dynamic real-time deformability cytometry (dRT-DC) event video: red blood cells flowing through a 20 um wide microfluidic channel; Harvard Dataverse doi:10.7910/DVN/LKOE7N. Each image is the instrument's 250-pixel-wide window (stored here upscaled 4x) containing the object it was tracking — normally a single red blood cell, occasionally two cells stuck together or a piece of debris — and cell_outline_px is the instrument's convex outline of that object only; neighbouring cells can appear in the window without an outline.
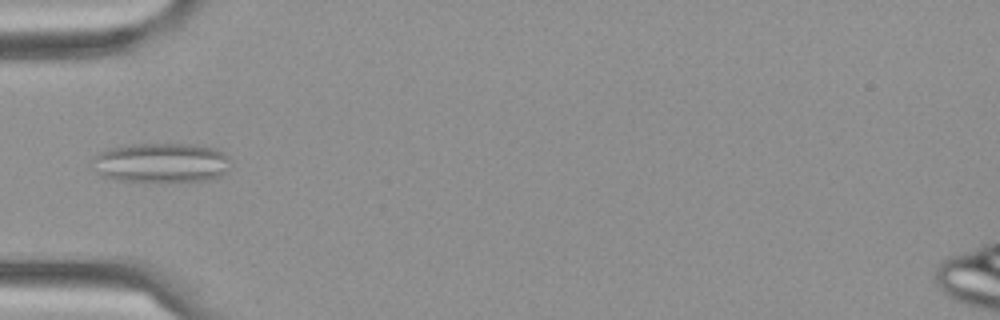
{"species": "Egyptian fruit bat (a non-hibernating species)", "species_latin": "Rousettus aegyptiacus", "temperature_condition": "cold", "stored_images_in_passage": 6, "camera_frame_rate_fps": 3000, "um_per_image_px": 0.085, "frame": {"image": 1, "passage_image": 2, "time_ms": 0.333, "image_size_px": [1000, 320], "cell_outline_px": [[228, 160], [220, 176], [212, 180], [116, 180], [100, 176], [96, 172], [92, 156], [108, 148], [128, 144], [196, 144], [212, 148], [224, 152], [228, 156]], "centroid_in_image_um": [13.63, 13.8], "position_along_channel_um": 71.4, "area_um2": 31.44}}
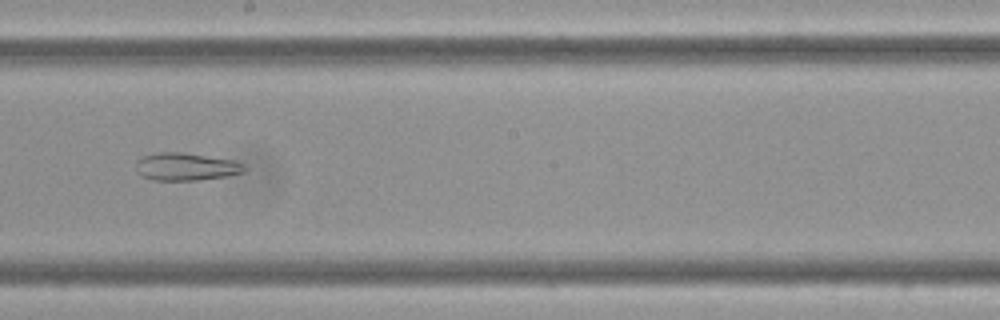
{"frame": {"image": 2, "passage_image": 6, "time_ms": 1.667, "image_size_px": [1000, 320], "cell_outline_px": [[248, 168], [244, 172], [228, 176], [200, 180], [152, 180], [140, 176], [136, 172], [136, 160], [140, 156], [160, 152], [184, 152], [232, 160], [244, 164]], "centroid_in_image_um": [15.78, 14.17], "position_along_channel_um": 232.4, "area_um2": 17.8}}